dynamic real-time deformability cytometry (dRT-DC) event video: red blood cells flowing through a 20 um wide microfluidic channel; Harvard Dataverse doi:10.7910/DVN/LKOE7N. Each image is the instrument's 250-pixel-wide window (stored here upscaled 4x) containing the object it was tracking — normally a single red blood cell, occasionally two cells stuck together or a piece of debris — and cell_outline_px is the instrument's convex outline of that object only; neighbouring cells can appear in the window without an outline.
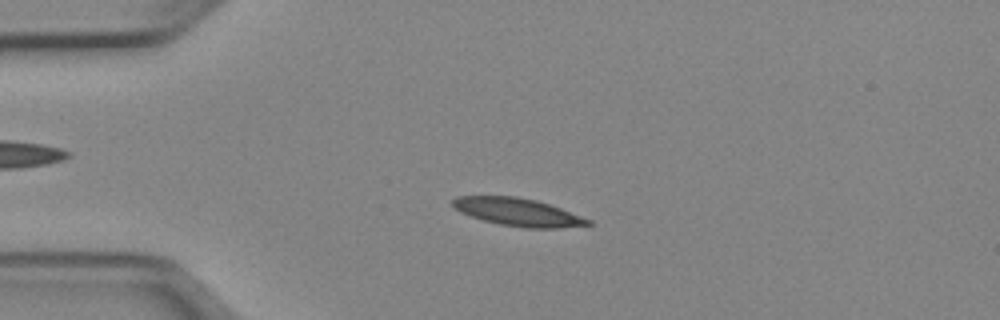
{"species": "Egyptian fruit bat (a non-hibernating species)", "species_latin": "Rousettus aegyptiacus", "temperature_condition": "cold", "stored_images_in_passage": 51, "camera_frame_rate_fps": 3000, "um_per_image_px": 0.085, "animal": {"sex": "female"}, "frame": {"image": 1, "passage_image": 12, "time_ms": 3.667, "image_size_px": [1000, 320], "cell_outline_px": [[592, 224], [556, 228], [524, 228], [500, 224], [484, 220], [460, 212], [452, 204], [452, 200], [456, 196], [516, 196], [536, 200], [560, 208], [592, 220]], "centroid_in_image_um": [44.02, 18.02], "position_along_channel_um": 41.0, "area_um2": 21.68}}
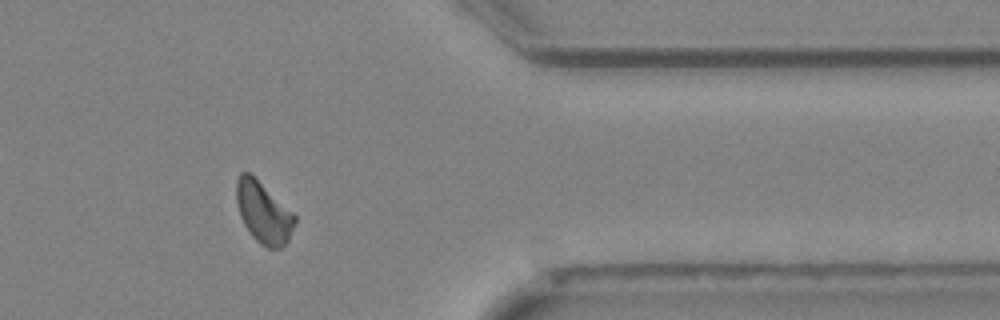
{"frame": {"image": 2, "passage_image": 42, "time_ms": 13.667, "image_size_px": [1000, 320], "cell_outline_px": [[296, 220], [288, 240], [280, 248], [268, 248], [260, 244], [252, 236], [244, 224], [240, 216], [236, 204], [236, 180], [240, 172], [248, 172], [256, 176], [296, 216]], "centroid_in_image_um": [22.36, 18.02], "position_along_channel_um": 389.0, "area_um2": 20.98}}
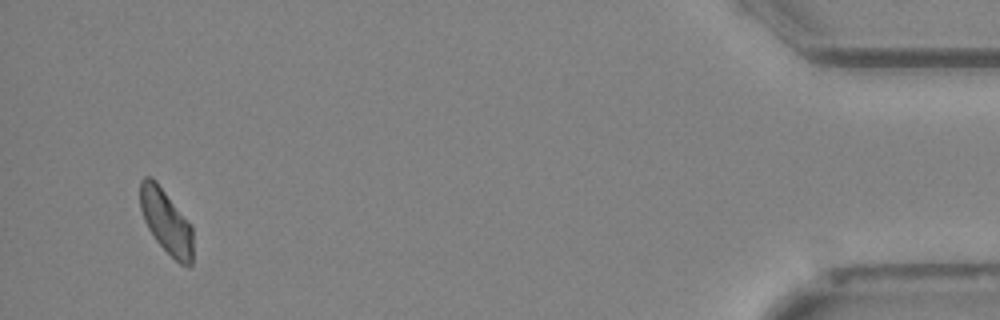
{"frame": {"image": 3, "passage_image": 49, "time_ms": 16.0, "image_size_px": [1000, 320], "cell_outline_px": [[192, 264], [188, 268], [180, 264], [156, 240], [148, 228], [144, 220], [140, 208], [140, 180], [144, 176], [152, 176], [156, 180], [192, 224]], "centroid_in_image_um": [14.13, 18.79], "position_along_channel_um": 421.1, "area_um2": 19.94}, "authors_computed_cell_mechanics": {"area_um2": 21.1548, "velocity_mm_per_s": 3.9217, "shape_relaxation_time_tau1_ms": 6.3806, "shape_relaxation_time_tau2_ms": null, "deformation_change_tau1": 0.1479, "deformation_change_tau2": null}}